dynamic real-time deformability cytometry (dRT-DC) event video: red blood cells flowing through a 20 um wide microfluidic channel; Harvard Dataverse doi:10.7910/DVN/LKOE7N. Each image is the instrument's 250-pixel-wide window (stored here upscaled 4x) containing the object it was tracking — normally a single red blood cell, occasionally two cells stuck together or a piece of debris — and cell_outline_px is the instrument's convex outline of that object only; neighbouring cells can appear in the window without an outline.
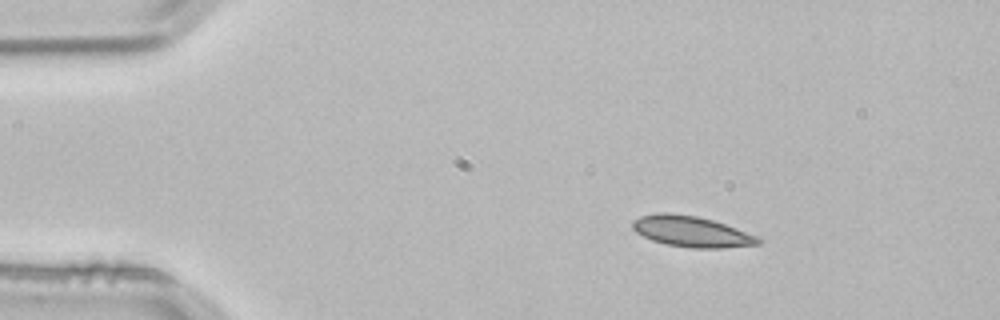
{"species": "common noctule bat (a hibernating species)", "species_latin": "Nyctalus noctula", "temperature_condition": "room temperature", "stored_images_in_passage": 2, "camera_frame_rate_fps": 3000, "um_per_image_px": 0.085, "animal": {"sex": "male", "body_mass_g": 21.5, "forearm_length_mm": 52.0}, "frame": {"image": 1, "passage_image": 1, "time_ms": 0.0, "image_size_px": [1000, 320], "cell_outline_px": [[764, 240], [760, 244], [720, 248], [692, 248], [668, 244], [652, 240], [636, 232], [632, 228], [632, 220], [640, 216], [656, 212], [668, 212], [696, 216], [712, 220], [736, 228], [756, 236]], "centroid_in_image_um": [58.75, 19.67], "position_along_channel_um": 26.2, "area_um2": 22.48}}